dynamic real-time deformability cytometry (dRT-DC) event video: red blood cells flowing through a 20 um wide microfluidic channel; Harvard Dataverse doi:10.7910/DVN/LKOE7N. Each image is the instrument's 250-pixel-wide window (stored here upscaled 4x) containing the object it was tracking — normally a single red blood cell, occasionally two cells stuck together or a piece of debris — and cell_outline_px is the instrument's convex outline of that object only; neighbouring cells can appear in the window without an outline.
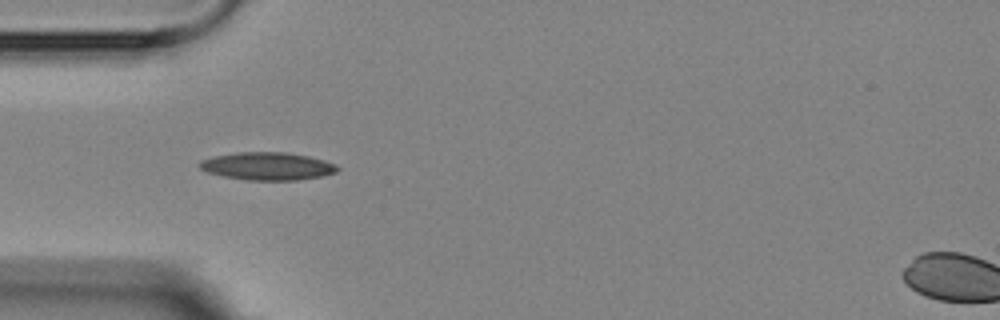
{"species": "Egyptian fruit bat (a non-hibernating species)", "species_latin": "Rousettus aegyptiacus", "temperature_condition": "room temperature", "stored_images_in_passage": 2, "camera_frame_rate_fps": 3000, "um_per_image_px": 0.085, "animal": {"sex": "female"}, "frame": {"image": 1, "passage_image": 1, "time_ms": 0.0, "image_size_px": [1000, 320], "cell_outline_px": [[340, 168], [336, 172], [320, 176], [296, 180], [248, 180], [224, 176], [208, 172], [200, 168], [200, 160], [212, 156], [236, 152], [284, 152], [308, 156], [324, 160], [336, 164]], "centroid_in_image_um": [22.73, 14.11], "position_along_channel_um": 62.3, "area_um2": 22.2}}
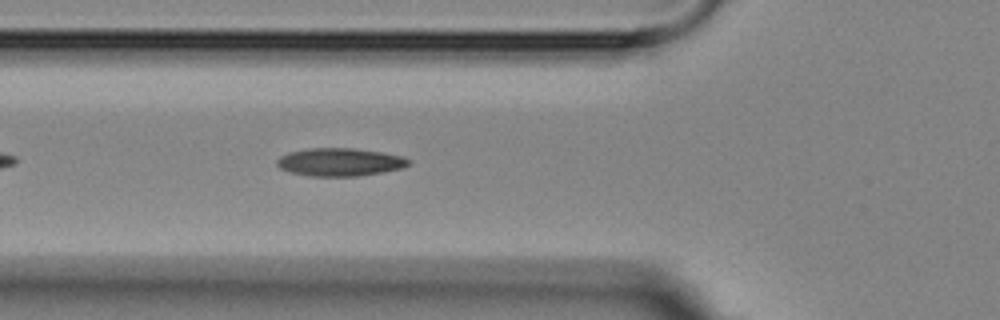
{"frame": {"image": 2, "passage_image": 2, "time_ms": 1.0, "image_size_px": [1000, 320], "cell_outline_px": [[412, 160], [408, 164], [400, 168], [380, 172], [356, 176], [312, 176], [292, 172], [280, 168], [276, 164], [276, 160], [280, 156], [288, 152], [308, 148], [352, 148], [380, 152], [400, 156]], "centroid_in_image_um": [28.83, 13.76], "position_along_channel_um": 97.0, "area_um2": 21.15}}